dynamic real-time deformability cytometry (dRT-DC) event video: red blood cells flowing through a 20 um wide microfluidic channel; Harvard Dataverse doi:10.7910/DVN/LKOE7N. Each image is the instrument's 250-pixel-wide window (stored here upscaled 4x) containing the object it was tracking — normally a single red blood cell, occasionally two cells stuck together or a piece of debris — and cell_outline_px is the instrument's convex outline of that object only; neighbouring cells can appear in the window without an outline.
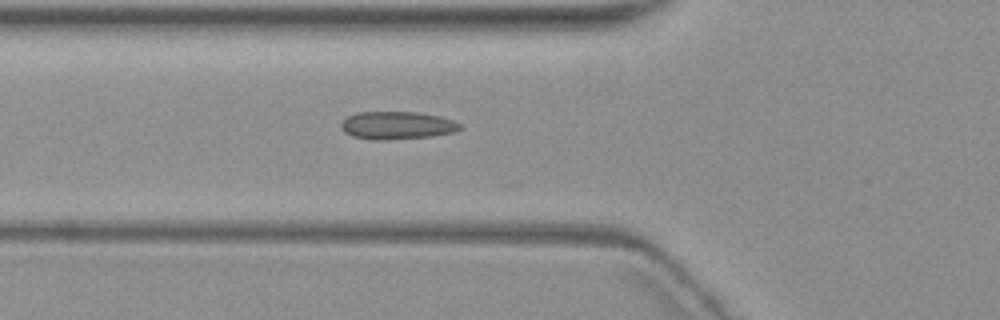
{"species": "common noctule bat (a hibernating species)", "species_latin": "Nyctalus noctula", "temperature_condition": "warm", "stored_images_in_passage": 7, "segment_of_instrument_passage": [1, 2], "camera_frame_rate_fps": 3000, "um_per_image_px": 0.085, "animal": {"sex": "female", "body_mass_g": 19.3, "forearm_length_mm": 54.1}, "frame": {"image": 1, "passage_image": 6, "time_ms": 6.667, "image_size_px": [1000, 320], "cell_outline_px": [[464, 128], [456, 132], [432, 136], [384, 140], [372, 140], [352, 136], [344, 132], [340, 128], [340, 124], [348, 116], [356, 112], [416, 112], [440, 116], [452, 120], [460, 124]], "centroid_in_image_um": [33.75, 10.66], "position_along_channel_um": 92.0, "area_um2": 19.42}}